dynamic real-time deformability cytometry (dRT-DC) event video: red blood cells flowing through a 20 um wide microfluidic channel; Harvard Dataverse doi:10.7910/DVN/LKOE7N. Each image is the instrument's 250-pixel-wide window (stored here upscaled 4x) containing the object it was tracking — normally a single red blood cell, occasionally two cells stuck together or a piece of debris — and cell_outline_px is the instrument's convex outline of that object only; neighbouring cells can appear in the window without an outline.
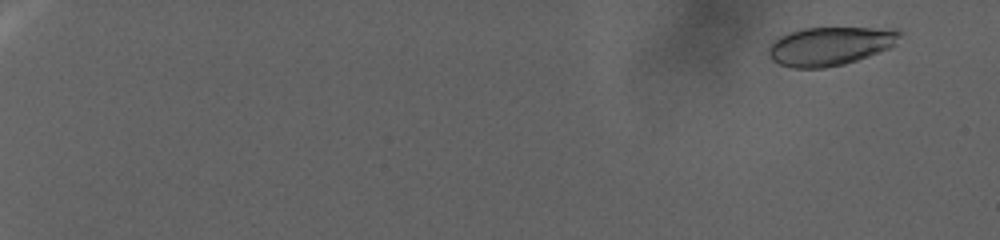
{"species": "human", "species_latin": "Homo sapiens", "temperature_condition": "warm", "stored_images_in_passage": 111, "camera_frame_rate_fps": 3000, "um_per_image_px": 0.085, "donor": {"sex": "female"}, "frame": {"image": 1, "passage_image": 9, "time_ms": 2.667, "image_size_px": [1000, 240], "cell_outline_px": [[900, 36], [892, 48], [844, 64], [824, 68], [792, 68], [780, 64], [772, 60], [768, 56], [768, 48], [772, 40], [780, 36], [804, 28], [900, 28]], "centroid_in_image_um": [70.56, 3.92], "position_along_channel_um": 14.4, "area_um2": 29.65}}
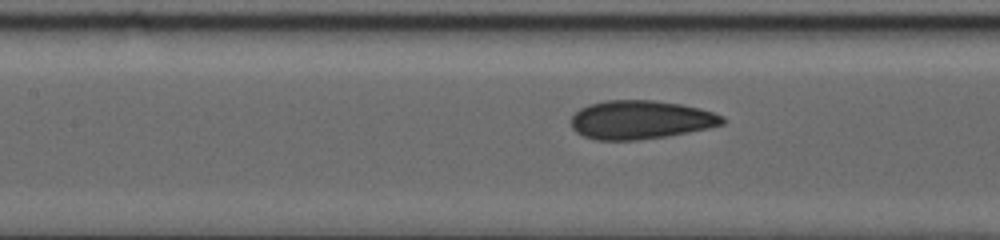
{"frame": {"image": 2, "passage_image": 62, "time_ms": 20.333, "image_size_px": [1000, 240], "cell_outline_px": [[724, 124], [708, 128], [668, 136], [636, 140], [596, 140], [584, 136], [576, 132], [572, 128], [572, 116], [580, 108], [588, 104], [604, 100], [652, 100], [680, 104], [700, 108], [724, 116]], "centroid_in_image_um": [54.44, 10.18], "position_along_channel_um": 153.0, "area_um2": 34.1}}
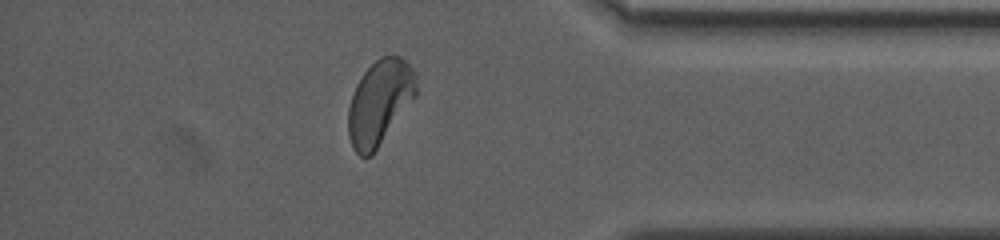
{"frame": {"image": 3, "passage_image": 100, "time_ms": 33.0, "image_size_px": [1000, 240], "cell_outline_px": [[416, 96], [372, 156], [360, 156], [352, 148], [348, 136], [348, 108], [356, 84], [364, 72], [380, 56], [400, 56], [416, 72]], "centroid_in_image_um": [32.26, 8.72], "position_along_channel_um": 402.9, "area_um2": 33.52}}